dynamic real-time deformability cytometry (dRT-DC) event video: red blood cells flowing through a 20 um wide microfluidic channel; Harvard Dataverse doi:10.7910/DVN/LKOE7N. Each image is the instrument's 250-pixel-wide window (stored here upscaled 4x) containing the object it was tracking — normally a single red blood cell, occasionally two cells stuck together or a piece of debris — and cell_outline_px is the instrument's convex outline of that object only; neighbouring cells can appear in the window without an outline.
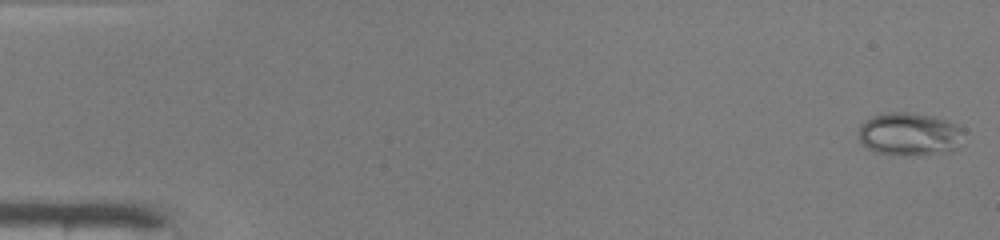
{"species": "common noctule bat (a hibernating species)", "species_latin": "Nyctalus noctula", "temperature_condition": "warm", "stored_images_in_passage": 8, "camera_frame_rate_fps": 3000, "um_per_image_px": 0.085, "animal": {"sex": "male", "body_mass_g": 19.0, "forearm_length_mm": 50.8}, "frame": {"image": 1, "passage_image": 1, "time_ms": 0.0, "image_size_px": [1000, 240], "cell_outline_px": [[964, 132], [956, 148], [908, 156], [904, 156], [876, 152], [868, 148], [860, 140], [860, 124], [872, 116], [892, 112], [900, 112], [932, 116], [956, 124], [964, 128]], "centroid_in_image_um": [77.28, 11.39], "position_along_channel_um": 7.7, "area_um2": 25.66}}